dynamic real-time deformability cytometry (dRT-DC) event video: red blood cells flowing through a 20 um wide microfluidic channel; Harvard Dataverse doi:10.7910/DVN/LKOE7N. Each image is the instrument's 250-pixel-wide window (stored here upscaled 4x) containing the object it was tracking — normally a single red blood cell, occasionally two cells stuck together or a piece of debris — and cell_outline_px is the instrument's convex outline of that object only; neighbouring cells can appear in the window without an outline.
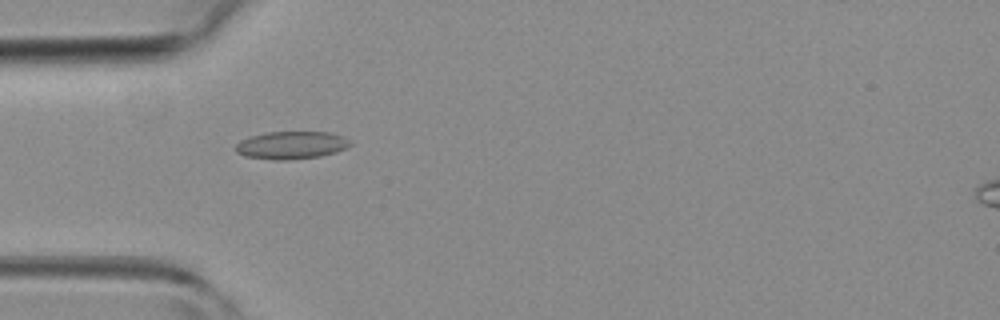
{"species": "common noctule bat (a hibernating species)", "species_latin": "Nyctalus noctula", "temperature_condition": "room temperature", "stored_images_in_passage": 3, "camera_frame_rate_fps": 3000, "um_per_image_px": 0.085, "animal": {"sex": "female", "body_mass_g": 19.3, "forearm_length_mm": 54.1}, "frame": {"image": 1, "passage_image": 3, "time_ms": 2.333, "image_size_px": [1000, 320], "cell_outline_px": [[352, 144], [336, 152], [320, 156], [284, 160], [272, 160], [244, 156], [236, 152], [236, 144], [240, 140], [252, 136], [268, 132], [332, 132], [344, 136], [352, 140]], "centroid_in_image_um": [24.79, 12.33], "position_along_channel_um": 60.2, "area_um2": 18.55}}